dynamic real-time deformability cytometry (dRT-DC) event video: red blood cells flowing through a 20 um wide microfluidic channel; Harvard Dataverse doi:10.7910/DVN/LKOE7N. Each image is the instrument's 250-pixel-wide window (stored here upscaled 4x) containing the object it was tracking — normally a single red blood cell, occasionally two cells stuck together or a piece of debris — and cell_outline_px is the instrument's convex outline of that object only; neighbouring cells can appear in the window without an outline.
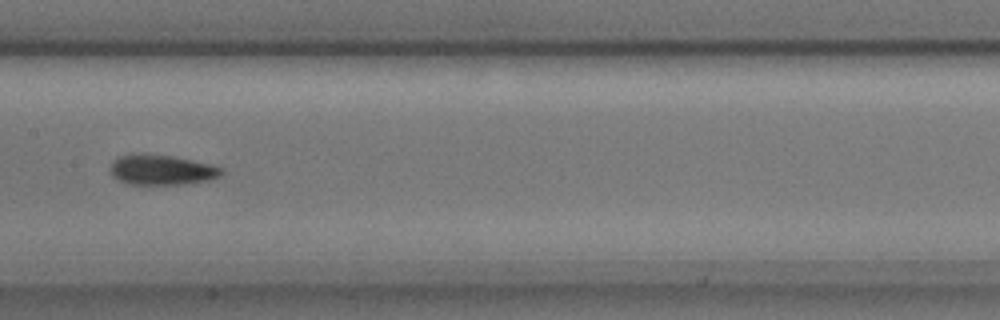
{"species": "common noctule bat (a hibernating species)", "species_latin": "Nyctalus noctula", "temperature_condition": "cold", "stored_images_in_passage": 5, "camera_frame_rate_fps": 3000, "um_per_image_px": 0.085, "animal": {"sex": "male", "body_mass_g": 17.9, "forearm_length_mm": 54.2}, "frame": {"image": 1, "passage_image": 4, "time_ms": 1.0, "image_size_px": [1000, 320], "cell_outline_px": [[224, 172], [220, 176], [208, 180], [184, 184], [128, 184], [112, 176], [108, 168], [112, 160], [120, 156], [132, 152], [144, 152], [172, 156], [192, 160], [208, 164], [220, 168]], "centroid_in_image_um": [13.65, 14.41], "position_along_channel_um": 193.8, "area_um2": 19.83}}
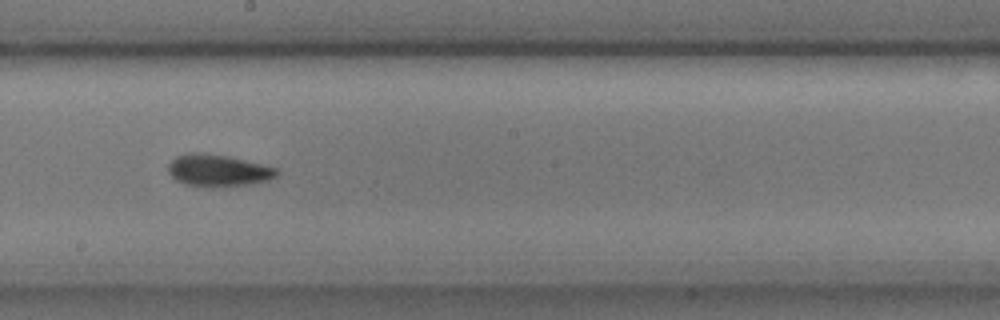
{"frame": {"image": 2, "passage_image": 5, "time_ms": 1.333, "image_size_px": [1000, 320], "cell_outline_px": [[280, 172], [276, 176], [268, 180], [248, 184], [212, 188], [184, 184], [176, 180], [168, 172], [168, 164], [176, 156], [192, 152], [204, 152], [228, 156], [276, 168]], "centroid_in_image_um": [18.5, 14.49], "position_along_channel_um": 229.7, "area_um2": 20.29}}